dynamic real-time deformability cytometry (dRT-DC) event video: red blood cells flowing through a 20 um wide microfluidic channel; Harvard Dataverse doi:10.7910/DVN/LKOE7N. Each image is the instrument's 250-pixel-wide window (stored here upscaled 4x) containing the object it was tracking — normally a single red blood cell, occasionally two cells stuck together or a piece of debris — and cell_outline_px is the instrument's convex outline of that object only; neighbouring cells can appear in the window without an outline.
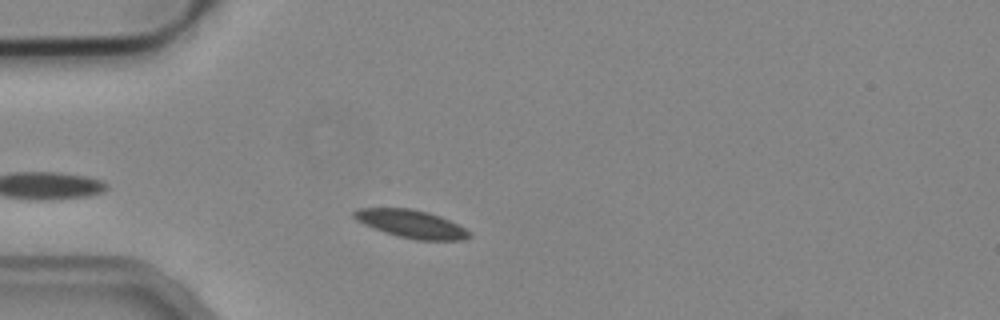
{"species": "common noctule bat (a hibernating species)", "species_latin": "Nyctalus noctula", "temperature_condition": "cold", "stored_images_in_passage": 34, "camera_frame_rate_fps": 3000, "um_per_image_px": 0.085, "animal": {"sex": "male", "body_mass_g": 19.2, "forearm_length_mm": 51.8}, "frame": {"image": 1, "passage_image": 7, "time_ms": 2.0, "image_size_px": [1000, 320], "cell_outline_px": [[472, 236], [464, 240], [416, 240], [384, 232], [364, 224], [356, 220], [352, 216], [352, 212], [360, 208], [408, 208], [428, 212], [440, 216], [472, 232]], "centroid_in_image_um": [34.96, 19.03], "position_along_channel_um": 50.0, "area_um2": 18.67}}
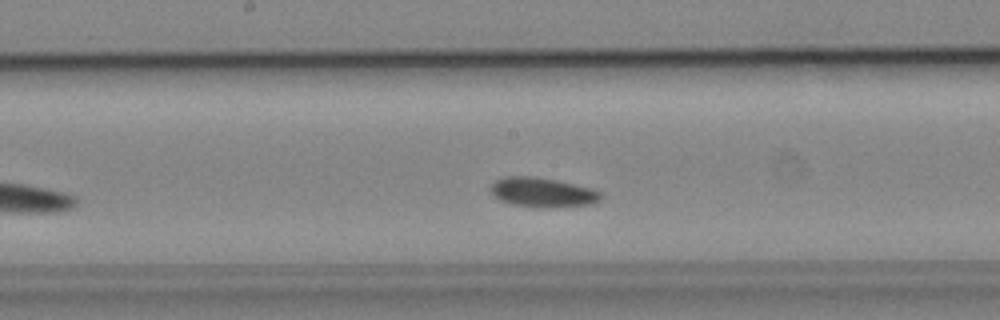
{"frame": {"image": 2, "passage_image": 20, "time_ms": 6.333, "image_size_px": [1000, 320], "cell_outline_px": [[600, 200], [592, 204], [512, 204], [500, 200], [492, 196], [492, 184], [496, 180], [504, 176], [536, 176], [556, 180], [592, 188], [600, 192]], "centroid_in_image_um": [46.06, 16.27], "position_along_channel_um": 202.1, "area_um2": 17.74}}
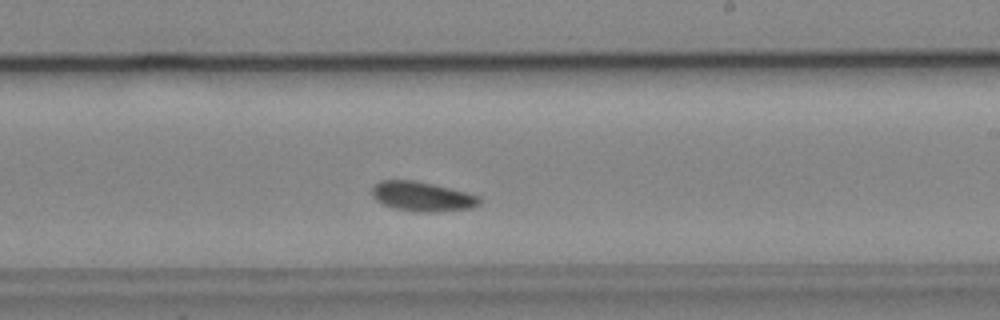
{"frame": {"image": 3, "passage_image": 24, "time_ms": 7.667, "image_size_px": [1000, 320], "cell_outline_px": [[484, 200], [480, 204], [472, 208], [432, 212], [416, 212], [396, 208], [384, 204], [376, 200], [372, 196], [372, 188], [380, 180], [416, 180], [468, 192], [480, 196]], "centroid_in_image_um": [35.94, 16.69], "position_along_channel_um": 253.1, "area_um2": 18.67}, "authors_computed_cell_mechanics": {"area_um2": 18.4382, "velocity_mm_per_s": 3.8427, "shape_relaxation_time_tau1_ms": null, "shape_relaxation_time_tau2_ms": 2.4222, "deformation_change_tau1": null, "deformation_change_tau2": 0.0616}}